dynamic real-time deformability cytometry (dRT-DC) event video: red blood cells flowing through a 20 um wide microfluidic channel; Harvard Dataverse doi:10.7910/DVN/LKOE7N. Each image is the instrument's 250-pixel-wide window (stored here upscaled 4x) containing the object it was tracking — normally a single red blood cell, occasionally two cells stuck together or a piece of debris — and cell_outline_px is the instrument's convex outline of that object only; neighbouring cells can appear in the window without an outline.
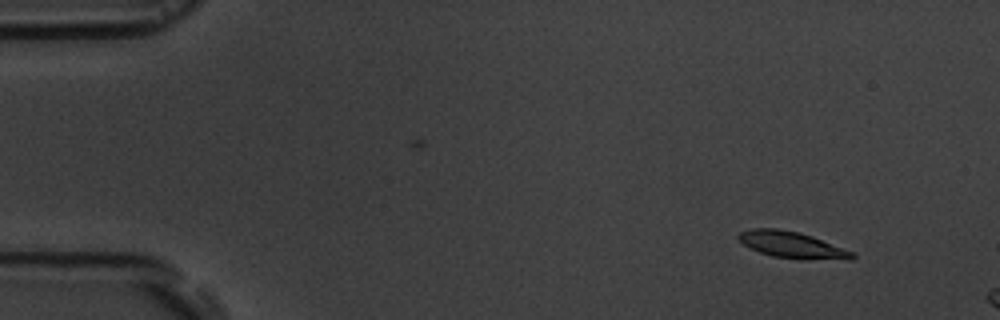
{"species": "common noctule bat (a hibernating species)", "species_latin": "Nyctalus noctula", "temperature_condition": "room temperature", "stored_images_in_passage": 3, "camera_frame_rate_fps": 3000, "um_per_image_px": 0.085, "animal": {"sex": "male", "body_mass_g": 19.5, "forearm_length_mm": 54.6}, "frame": {"image": 1, "passage_image": 1, "time_ms": 0.0, "image_size_px": [1000, 320], "cell_outline_px": [[856, 256], [852, 260], [848, 260], [772, 256], [760, 252], [744, 244], [736, 236], [740, 232], [752, 228], [776, 228], [796, 232], [812, 236], [856, 252]], "centroid_in_image_um": [67.37, 20.8], "position_along_channel_um": 17.6, "area_um2": 17.11}}